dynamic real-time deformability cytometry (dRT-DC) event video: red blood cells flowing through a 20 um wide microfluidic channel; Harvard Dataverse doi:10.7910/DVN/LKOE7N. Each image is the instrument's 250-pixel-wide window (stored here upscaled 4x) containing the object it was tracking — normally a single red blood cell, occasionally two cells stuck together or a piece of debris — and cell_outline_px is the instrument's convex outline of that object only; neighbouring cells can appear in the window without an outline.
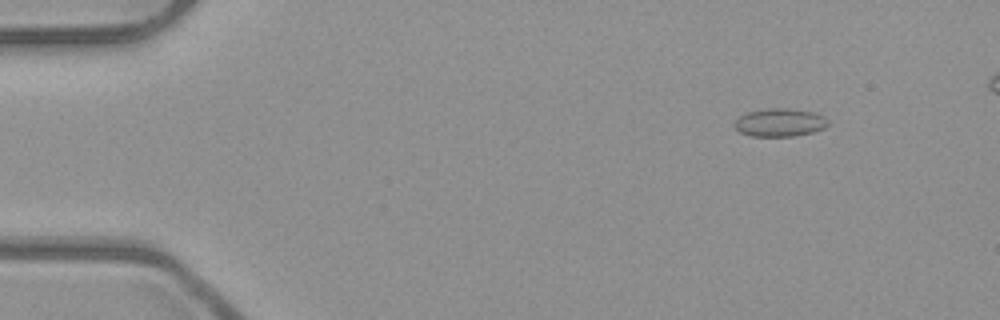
{"species": "common noctule bat (a hibernating species)", "species_latin": "Nyctalus noctula", "temperature_condition": "room temperature", "stored_images_in_passage": 51, "camera_frame_rate_fps": 3000, "um_per_image_px": 0.085, "animal": {"sex": "male", "body_mass_g": 23.1, "forearm_length_mm": 52.7}, "frame": {"image": 1, "passage_image": 7, "time_ms": 2.0, "image_size_px": [1000, 320], "cell_outline_px": [[828, 124], [824, 128], [812, 132], [796, 136], [752, 136], [740, 132], [732, 124], [740, 116], [748, 112], [768, 108], [788, 108], [816, 112], [824, 116], [828, 120]], "centroid_in_image_um": [66.3, 10.41], "position_along_channel_um": 18.7, "area_um2": 15.37}}
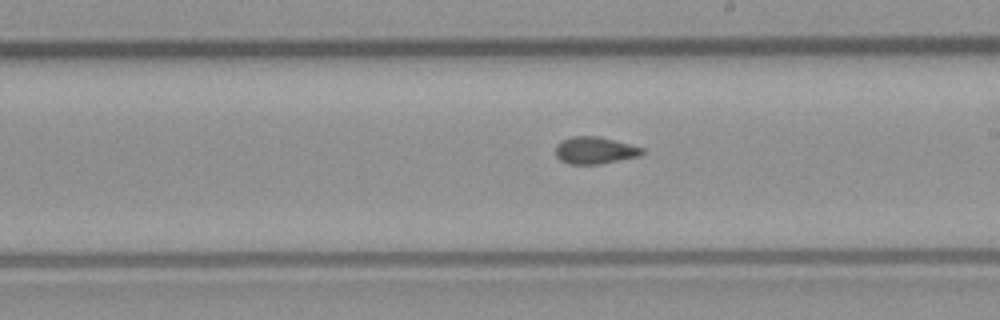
{"frame": {"image": 2, "passage_image": 31, "time_ms": 10.0, "image_size_px": [1000, 320], "cell_outline_px": [[644, 152], [636, 156], [600, 164], [568, 164], [560, 160], [556, 156], [556, 144], [560, 140], [572, 136], [596, 136], [644, 148]], "centroid_in_image_um": [50.49, 12.78], "position_along_channel_um": 238.5, "area_um2": 13.47}}
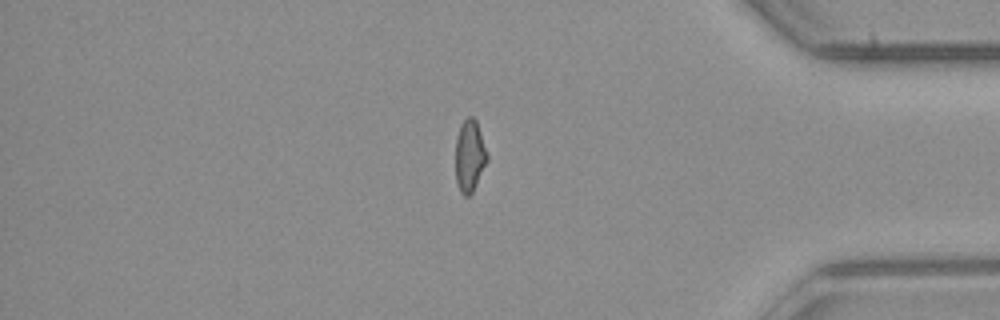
{"frame": {"image": 3, "passage_image": 45, "time_ms": 14.667, "image_size_px": [1000, 320], "cell_outline_px": [[488, 160], [472, 192], [468, 196], [464, 196], [460, 192], [456, 180], [456, 136], [460, 124], [468, 116], [472, 116], [476, 120], [488, 156]], "centroid_in_image_um": [39.91, 13.23], "position_along_channel_um": 395.3, "area_um2": 13.18}}